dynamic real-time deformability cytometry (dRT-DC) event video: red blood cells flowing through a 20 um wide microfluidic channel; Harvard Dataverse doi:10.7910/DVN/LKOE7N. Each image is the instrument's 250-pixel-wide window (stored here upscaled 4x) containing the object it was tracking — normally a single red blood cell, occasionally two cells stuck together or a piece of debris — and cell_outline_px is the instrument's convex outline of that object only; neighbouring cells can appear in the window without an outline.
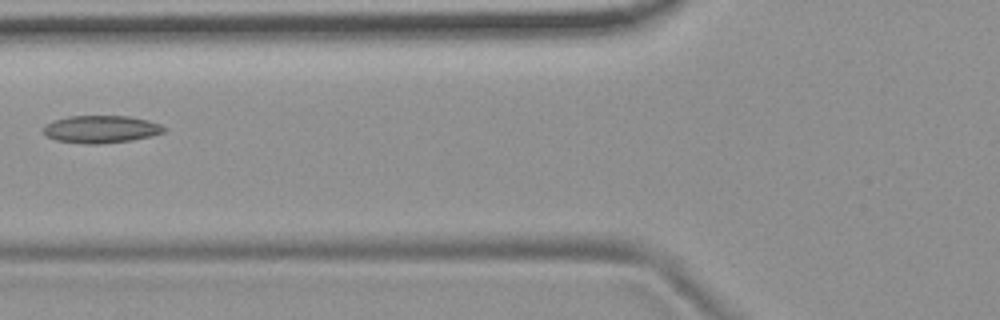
{"species": "common noctule bat (a hibernating species)", "species_latin": "Nyctalus noctula", "temperature_condition": "room temperature", "stored_images_in_passage": 6, "camera_frame_rate_fps": 3000, "um_per_image_px": 0.085, "animal": {"sex": "female", "body_mass_g": 19.9}, "frame": {"image": 1, "passage_image": 6, "time_ms": 1.667, "image_size_px": [1000, 320], "cell_outline_px": [[164, 132], [152, 136], [132, 140], [96, 144], [84, 144], [56, 140], [48, 136], [44, 132], [44, 124], [68, 116], [128, 116], [148, 120], [160, 124], [164, 128]], "centroid_in_image_um": [8.59, 10.98], "position_along_channel_um": 117.2, "area_um2": 19.19}}